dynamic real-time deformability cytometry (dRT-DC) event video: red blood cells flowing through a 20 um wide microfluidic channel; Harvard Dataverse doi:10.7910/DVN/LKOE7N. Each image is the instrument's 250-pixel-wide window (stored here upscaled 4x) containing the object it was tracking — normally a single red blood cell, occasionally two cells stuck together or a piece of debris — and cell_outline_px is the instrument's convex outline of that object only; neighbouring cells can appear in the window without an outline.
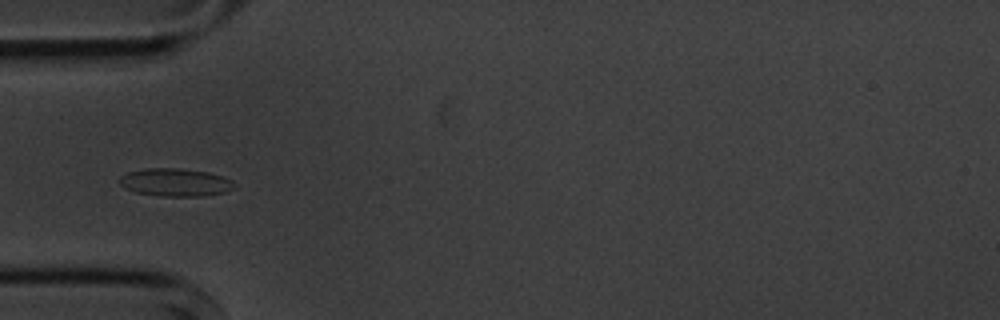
{"species": "common noctule bat (a hibernating species)", "species_latin": "Nyctalus noctula", "temperature_condition": "cold", "stored_images_in_passage": 7, "camera_frame_rate_fps": 3000, "um_per_image_px": 0.085, "animal": {"sex": "male", "body_mass_g": 20.1, "forearm_length_mm": 53.5}, "frame": {"image": 1, "passage_image": 2, "time_ms": 1.333, "image_size_px": [1000, 320], "cell_outline_px": [[236, 188], [224, 192], [204, 196], [160, 196], [136, 192], [124, 188], [120, 184], [120, 176], [128, 172], [144, 168], [180, 168], [208, 172], [224, 176], [232, 180], [236, 184]], "centroid_in_image_um": [14.93, 15.49], "position_along_channel_um": 70.1, "area_um2": 18.84}}
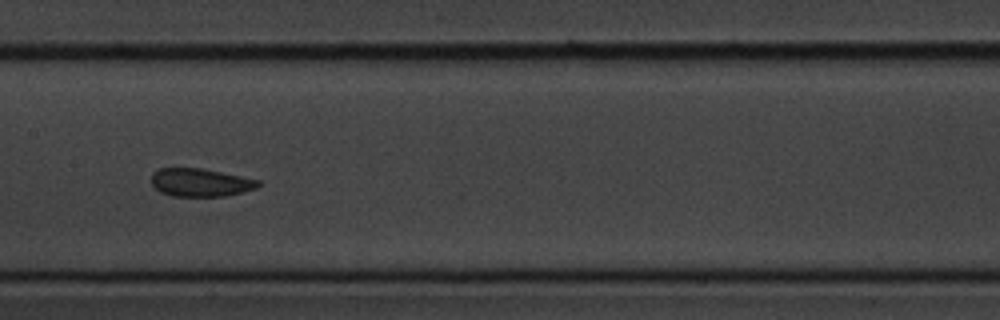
{"frame": {"image": 2, "passage_image": 5, "time_ms": 4.667, "image_size_px": [1000, 320], "cell_outline_px": [[260, 184], [256, 188], [224, 196], [172, 196], [160, 192], [152, 184], [152, 172], [160, 168], [200, 168], [260, 180]], "centroid_in_image_um": [17.0, 15.51], "position_along_channel_um": 190.4, "area_um2": 17.28}}
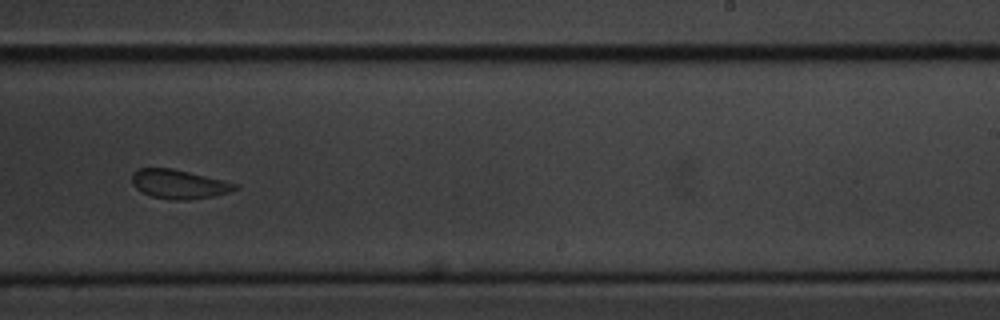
{"frame": {"image": 3, "passage_image": 7, "time_ms": 7.0, "image_size_px": [1000, 320], "cell_outline_px": [[240, 188], [228, 192], [212, 196], [188, 200], [176, 200], [152, 196], [140, 192], [132, 184], [132, 172], [140, 168], [172, 168], [224, 180], [240, 184]], "centroid_in_image_um": [15.21, 15.65], "position_along_channel_um": 273.8, "area_um2": 17.51}}